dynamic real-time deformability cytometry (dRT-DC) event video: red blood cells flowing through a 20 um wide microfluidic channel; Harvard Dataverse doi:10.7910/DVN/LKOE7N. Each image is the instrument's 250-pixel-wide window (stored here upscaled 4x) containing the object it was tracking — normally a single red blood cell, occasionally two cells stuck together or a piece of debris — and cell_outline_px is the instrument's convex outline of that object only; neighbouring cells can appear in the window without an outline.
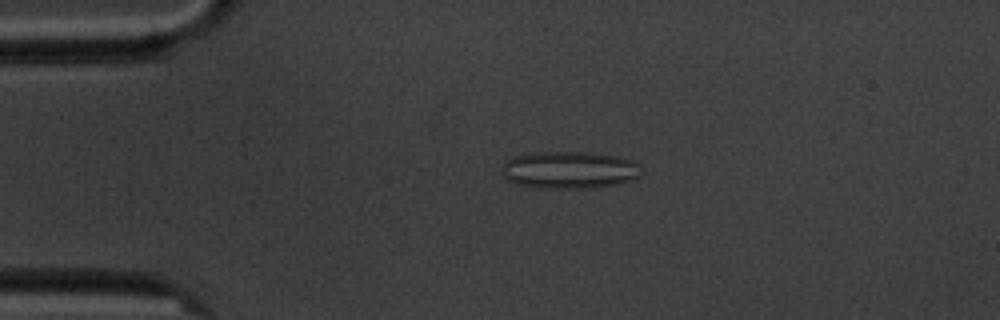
{"species": "common noctule bat (a hibernating species)", "species_latin": "Nyctalus noctula", "temperature_condition": "cold", "stored_images_in_passage": 4, "camera_frame_rate_fps": 3000, "um_per_image_px": 0.085, "animal": {"sex": "male", "body_mass_g": 20.1, "forearm_length_mm": 53.5}, "frame": {"image": 1, "passage_image": 3, "time_ms": 3.333, "image_size_px": [1000, 320], "cell_outline_px": [[640, 164], [636, 176], [628, 180], [616, 184], [580, 188], [548, 188], [516, 184], [508, 180], [504, 176], [500, 164], [512, 156], [540, 152], [584, 152], [616, 156], [632, 160]], "centroid_in_image_um": [48.31, 14.43], "position_along_channel_um": 36.7, "area_um2": 29.82}}